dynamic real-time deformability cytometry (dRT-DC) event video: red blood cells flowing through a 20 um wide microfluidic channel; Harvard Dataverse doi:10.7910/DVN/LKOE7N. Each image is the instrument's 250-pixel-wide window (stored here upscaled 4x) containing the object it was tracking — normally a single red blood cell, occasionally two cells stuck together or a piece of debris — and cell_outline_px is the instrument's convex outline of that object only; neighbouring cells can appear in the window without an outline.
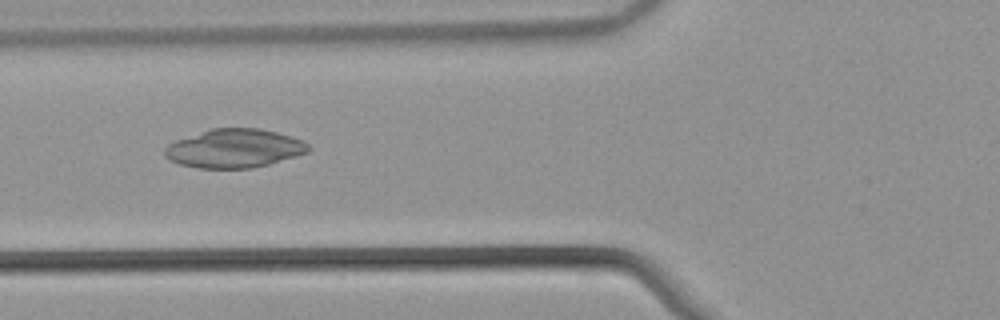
{"species": "common noctule bat (a hibernating species)", "species_latin": "Nyctalus noctula", "temperature_condition": "warm", "stored_images_in_passage": 36, "camera_frame_rate_fps": 3000, "um_per_image_px": 0.085, "animal": {"sex": "male", "body_mass_g": 21.5, "forearm_length_mm": 52.0}, "frame": {"image": 1, "passage_image": 4, "time_ms": 1.0, "image_size_px": [1000, 320], "cell_outline_px": [[312, 148], [308, 152], [296, 156], [268, 164], [252, 168], [196, 168], [180, 164], [164, 156], [164, 148], [168, 144], [176, 140], [212, 128], [260, 128], [292, 136], [304, 140]], "centroid_in_image_um": [19.94, 12.61], "position_along_channel_um": 105.9, "area_um2": 32.43}}
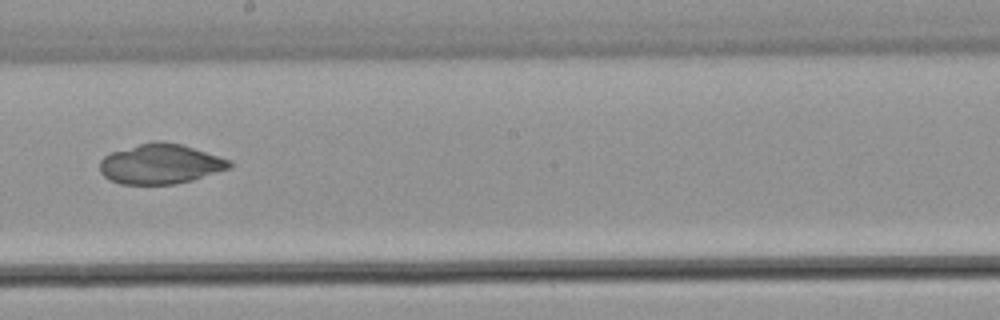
{"frame": {"image": 2, "passage_image": 14, "time_ms": 4.333, "image_size_px": [1000, 320], "cell_outline_px": [[232, 168], [192, 180], [176, 184], [120, 184], [104, 176], [100, 172], [100, 160], [104, 156], [112, 152], [152, 140], [160, 140], [180, 144], [228, 160], [232, 164]], "centroid_in_image_um": [13.61, 13.94], "position_along_channel_um": 234.6, "area_um2": 29.94}}
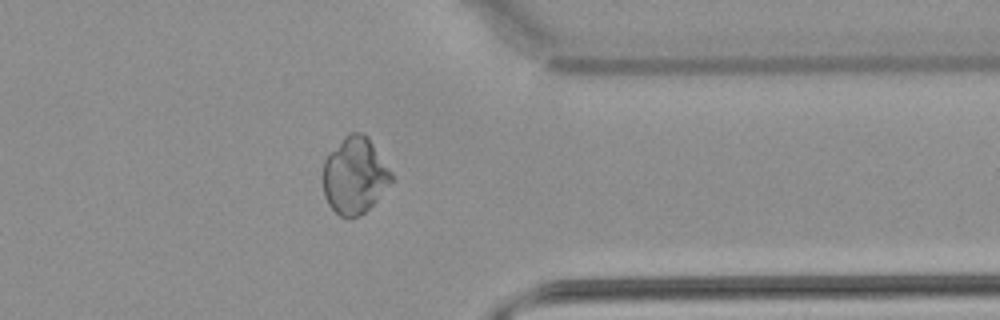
{"frame": {"image": 3, "passage_image": 26, "time_ms": 8.333, "image_size_px": [1000, 320], "cell_outline_px": [[392, 180], [376, 200], [364, 212], [356, 216], [340, 216], [328, 204], [324, 196], [324, 160], [328, 152], [348, 132], [364, 132], [368, 136], [392, 172]], "centroid_in_image_um": [30.13, 14.86], "position_along_channel_um": 381.3, "area_um2": 30.29}}